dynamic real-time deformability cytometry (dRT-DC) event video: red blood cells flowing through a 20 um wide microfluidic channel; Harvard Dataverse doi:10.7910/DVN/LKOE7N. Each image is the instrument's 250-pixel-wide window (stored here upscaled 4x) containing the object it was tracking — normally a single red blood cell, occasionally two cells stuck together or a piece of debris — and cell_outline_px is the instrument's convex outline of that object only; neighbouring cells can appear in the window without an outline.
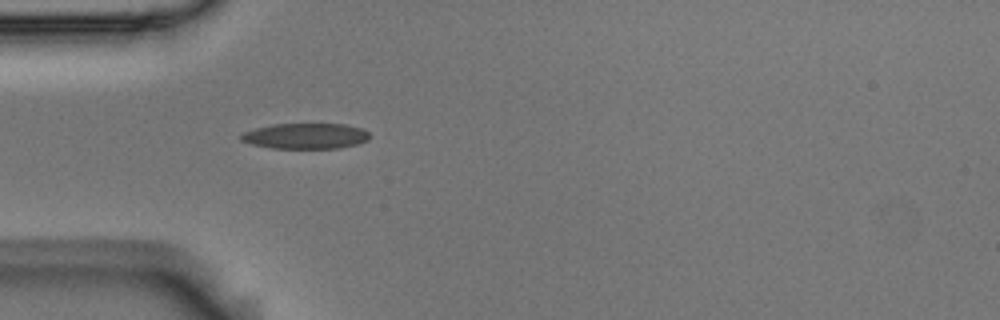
{"species": "Egyptian fruit bat (a non-hibernating species)", "species_latin": "Rousettus aegyptiacus", "temperature_condition": "room temperature", "stored_images_in_passage": 39, "camera_frame_rate_fps": 3000, "um_per_image_px": 0.085, "animal": {"sex": "male"}, "frame": {"image": 1, "passage_image": 1, "time_ms": 0.0, "image_size_px": [1000, 320], "cell_outline_px": [[368, 140], [356, 144], [340, 148], [272, 148], [252, 144], [240, 140], [240, 132], [272, 124], [348, 124], [364, 128], [368, 132]], "centroid_in_image_um": [25.96, 11.55], "position_along_channel_um": 59.0, "area_um2": 19.31}}
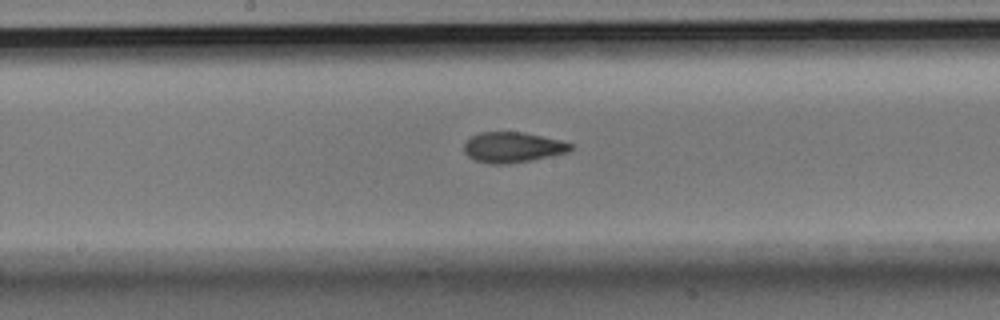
{"frame": {"image": 2, "passage_image": 13, "time_ms": 4.0, "image_size_px": [1000, 320], "cell_outline_px": [[572, 148], [568, 152], [508, 164], [492, 164], [476, 160], [468, 156], [464, 152], [464, 144], [472, 136], [480, 132], [524, 132], [560, 140], [572, 144]], "centroid_in_image_um": [43.55, 12.51], "position_along_channel_um": 204.6, "area_um2": 18.61}}
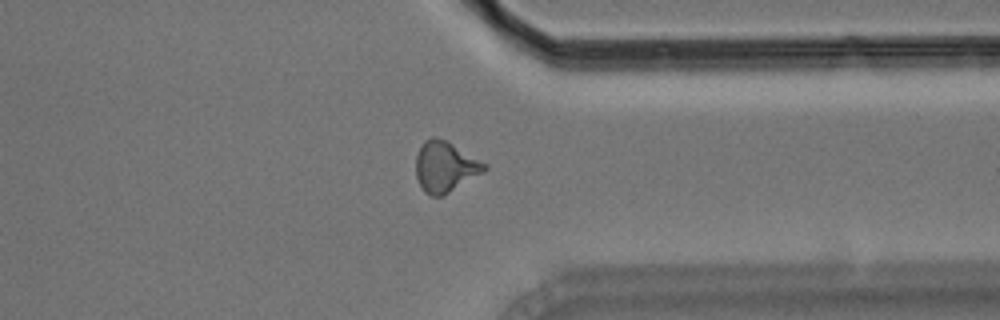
{"frame": {"image": 3, "passage_image": 27, "time_ms": 8.667, "image_size_px": [1000, 320], "cell_outline_px": [[488, 168], [484, 172], [444, 196], [432, 196], [424, 192], [416, 176], [416, 156], [424, 140], [432, 136], [436, 136], [448, 140], [488, 164]], "centroid_in_image_um": [37.86, 14.15], "position_along_channel_um": 373.5, "area_um2": 20.58}, "authors_computed_cell_mechanics": {"area_um2": 18.785, "velocity_mm_per_s": 3.6859, "shape_relaxation_time_tau1_ms": 6.9515, "shape_relaxation_time_tau2_ms": 2.2387, "deformation_change_tau1": 0.1783, "deformation_change_tau2": 0.0883}}